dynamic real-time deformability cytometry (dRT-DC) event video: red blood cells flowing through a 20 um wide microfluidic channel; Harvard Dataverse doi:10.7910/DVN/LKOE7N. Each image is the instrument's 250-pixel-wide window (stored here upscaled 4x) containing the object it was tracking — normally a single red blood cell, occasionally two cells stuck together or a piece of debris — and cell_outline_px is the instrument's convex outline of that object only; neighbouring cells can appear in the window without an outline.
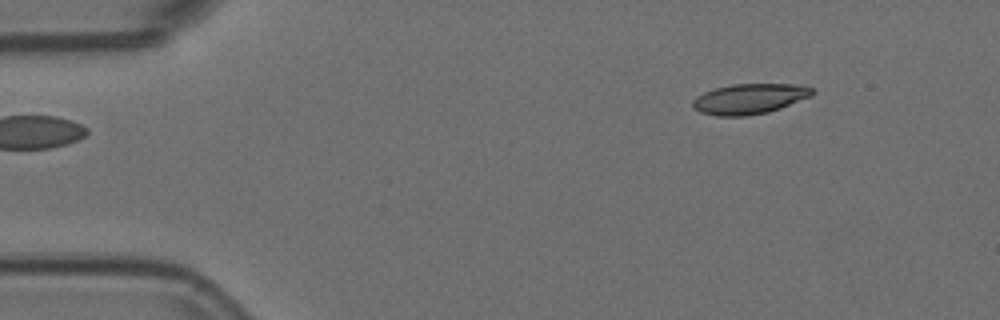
{"species": "Egyptian fruit bat (a non-hibernating species)", "species_latin": "Rousettus aegyptiacus", "temperature_condition": "room temperature", "stored_images_in_passage": 3, "camera_frame_rate_fps": 3000, "um_per_image_px": 0.085, "animal": {"sex": "female"}, "frame": {"image": 1, "passage_image": 3, "time_ms": 0.667, "image_size_px": [1000, 320], "cell_outline_px": [[816, 92], [812, 96], [780, 108], [768, 112], [744, 116], [716, 116], [700, 112], [692, 108], [692, 100], [696, 96], [704, 92], [716, 88], [732, 84], [804, 84], [812, 88]], "centroid_in_image_um": [63.72, 8.39], "position_along_channel_um": 21.3, "area_um2": 21.33}}